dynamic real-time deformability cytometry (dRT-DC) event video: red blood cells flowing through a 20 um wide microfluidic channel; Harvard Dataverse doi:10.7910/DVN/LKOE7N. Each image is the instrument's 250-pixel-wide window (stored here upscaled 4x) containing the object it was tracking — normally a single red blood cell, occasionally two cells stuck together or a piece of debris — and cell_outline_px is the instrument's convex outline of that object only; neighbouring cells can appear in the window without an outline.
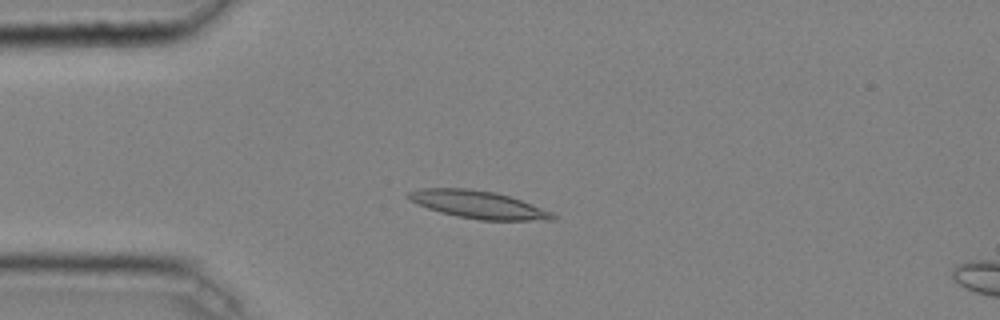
{"species": "common noctule bat (a hibernating species)", "species_latin": "Nyctalus noctula", "temperature_condition": "cold", "stored_images_in_passage": 39, "camera_frame_rate_fps": 3000, "um_per_image_px": 0.085, "animal": {"sex": "male", "body_mass_g": 20.4}, "frame": {"image": 1, "passage_image": 4, "time_ms": 1.0, "image_size_px": [1000, 320], "cell_outline_px": [[556, 220], [480, 220], [456, 216], [440, 212], [416, 204], [404, 196], [408, 192], [420, 188], [472, 188], [496, 192], [532, 204], [552, 212], [556, 216]], "centroid_in_image_um": [40.61, 17.38], "position_along_channel_um": 44.4, "area_um2": 23.35}}
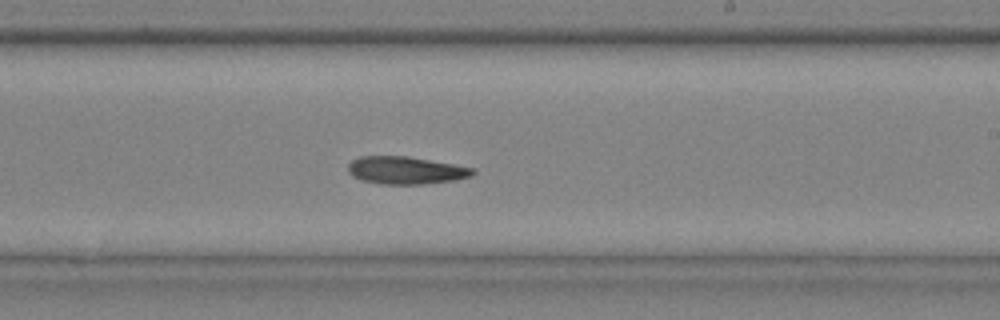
{"frame": {"image": 2, "passage_image": 21, "time_ms": 6.667, "image_size_px": [1000, 320], "cell_outline_px": [[476, 172], [472, 176], [456, 180], [424, 184], [380, 184], [360, 180], [352, 176], [348, 172], [348, 164], [352, 160], [360, 156], [408, 156], [476, 168]], "centroid_in_image_um": [34.5, 14.48], "position_along_channel_um": 254.5, "area_um2": 20.29}}
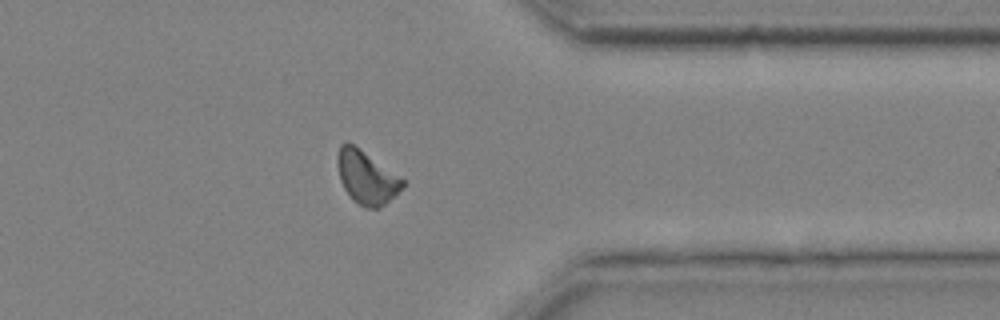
{"frame": {"image": 3, "passage_image": 31, "time_ms": 10.0, "image_size_px": [1000, 320], "cell_outline_px": [[404, 184], [380, 208], [364, 208], [356, 204], [352, 200], [344, 188], [340, 180], [336, 160], [336, 156], [340, 144], [348, 140], [404, 180]], "centroid_in_image_um": [31.07, 15.06], "position_along_channel_um": 380.3, "area_um2": 19.94}, "authors_computed_cell_mechanics": {"area_um2": 20.3456, "velocity_mm_per_s": 4.0228, "shape_relaxation_time_tau1_ms": 9.163, "shape_relaxation_time_tau2_ms": null, "deformation_change_tau1": 0.1977, "deformation_change_tau2": null}}